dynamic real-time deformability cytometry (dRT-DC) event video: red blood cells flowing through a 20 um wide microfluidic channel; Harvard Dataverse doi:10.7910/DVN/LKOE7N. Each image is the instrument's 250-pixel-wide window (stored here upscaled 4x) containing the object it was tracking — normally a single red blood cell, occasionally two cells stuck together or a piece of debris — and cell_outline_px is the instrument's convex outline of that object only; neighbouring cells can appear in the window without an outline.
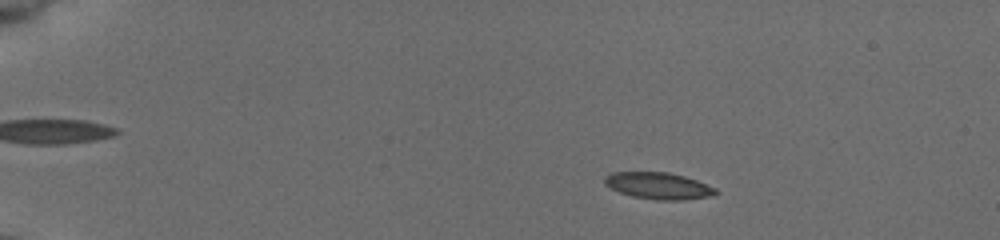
{"species": "common noctule bat (a hibernating species)", "species_latin": "Nyctalus noctula", "temperature_condition": "cold", "stored_images_in_passage": 55, "camera_frame_rate_fps": 3000, "um_per_image_px": 0.085, "animal": {"sex": "female", "body_mass_g": 19.5, "forearm_length_mm": 54.1}, "frame": {"image": 1, "passage_image": 11, "time_ms": 3.333, "image_size_px": [1000, 240], "cell_outline_px": [[720, 192], [708, 196], [684, 200], [660, 200], [632, 196], [620, 192], [604, 184], [604, 176], [612, 172], [668, 172], [684, 176], [696, 180], [716, 188]], "centroid_in_image_um": [55.96, 15.78], "position_along_channel_um": 29.0, "area_um2": 17.17}}
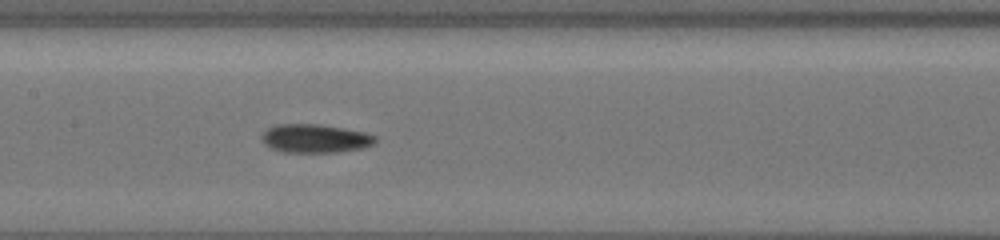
{"frame": {"image": 2, "passage_image": 30, "time_ms": 9.667, "image_size_px": [1000, 240], "cell_outline_px": [[376, 144], [364, 148], [336, 152], [284, 152], [272, 148], [264, 144], [260, 136], [268, 128], [276, 124], [316, 124], [344, 128], [364, 132], [376, 136]], "centroid_in_image_um": [26.8, 11.77], "position_along_channel_um": 180.6, "area_um2": 18.96}}
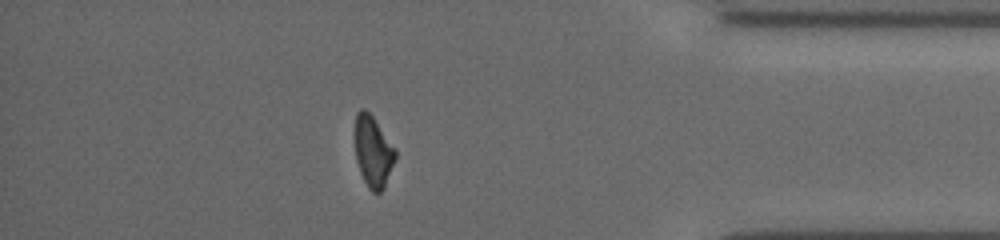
{"frame": {"image": 3, "passage_image": 49, "time_ms": 16.0, "image_size_px": [1000, 240], "cell_outline_px": [[396, 156], [384, 188], [380, 192], [372, 192], [368, 188], [360, 172], [356, 160], [352, 136], [352, 132], [356, 112], [360, 108], [364, 108], [372, 116], [396, 148]], "centroid_in_image_um": [31.65, 12.83], "position_along_channel_um": 403.5, "area_um2": 17.28}, "authors_computed_cell_mechanics": {"area_um2": 17.5134, "velocity_mm_per_s": 3.9304, "shape_relaxation_time_tau1_ms": 6.9613, "shape_relaxation_time_tau2_ms": 3.3731, "deformation_change_tau1": 0.1698, "deformation_change_tau2": 0.0982}}